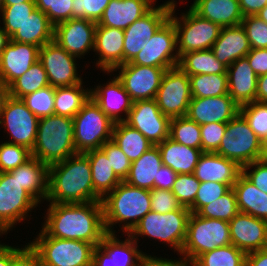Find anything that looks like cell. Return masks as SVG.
Wrapping results in <instances>:
<instances>
[{
  "label": "cell",
  "mask_w": 267,
  "mask_h": 266,
  "mask_svg": "<svg viewBox=\"0 0 267 266\" xmlns=\"http://www.w3.org/2000/svg\"><path fill=\"white\" fill-rule=\"evenodd\" d=\"M42 230L51 237L99 245L106 234L102 201L49 204Z\"/></svg>",
  "instance_id": "1"
},
{
  "label": "cell",
  "mask_w": 267,
  "mask_h": 266,
  "mask_svg": "<svg viewBox=\"0 0 267 266\" xmlns=\"http://www.w3.org/2000/svg\"><path fill=\"white\" fill-rule=\"evenodd\" d=\"M46 201L49 204L102 201L94 191L91 167L85 153H76L49 165Z\"/></svg>",
  "instance_id": "2"
},
{
  "label": "cell",
  "mask_w": 267,
  "mask_h": 266,
  "mask_svg": "<svg viewBox=\"0 0 267 266\" xmlns=\"http://www.w3.org/2000/svg\"><path fill=\"white\" fill-rule=\"evenodd\" d=\"M102 205L106 233H117L113 229L120 223L122 232L129 234L151 211L150 190L122 181L102 199Z\"/></svg>",
  "instance_id": "3"
},
{
  "label": "cell",
  "mask_w": 267,
  "mask_h": 266,
  "mask_svg": "<svg viewBox=\"0 0 267 266\" xmlns=\"http://www.w3.org/2000/svg\"><path fill=\"white\" fill-rule=\"evenodd\" d=\"M31 153L48 166L76 154L73 118L55 114L40 118Z\"/></svg>",
  "instance_id": "4"
},
{
  "label": "cell",
  "mask_w": 267,
  "mask_h": 266,
  "mask_svg": "<svg viewBox=\"0 0 267 266\" xmlns=\"http://www.w3.org/2000/svg\"><path fill=\"white\" fill-rule=\"evenodd\" d=\"M191 211L186 207H181L178 210H173L165 214H160L155 211L148 212L129 235L139 242L138 237L148 236L154 240H160L164 244L167 243L174 252L181 254L186 234L187 223ZM138 236V237H137Z\"/></svg>",
  "instance_id": "5"
},
{
  "label": "cell",
  "mask_w": 267,
  "mask_h": 266,
  "mask_svg": "<svg viewBox=\"0 0 267 266\" xmlns=\"http://www.w3.org/2000/svg\"><path fill=\"white\" fill-rule=\"evenodd\" d=\"M29 244L43 266H92L95 246L89 242L55 238L40 230Z\"/></svg>",
  "instance_id": "6"
},
{
  "label": "cell",
  "mask_w": 267,
  "mask_h": 266,
  "mask_svg": "<svg viewBox=\"0 0 267 266\" xmlns=\"http://www.w3.org/2000/svg\"><path fill=\"white\" fill-rule=\"evenodd\" d=\"M232 244L229 223L225 220L204 218L191 213L181 256L194 261L199 255L215 248Z\"/></svg>",
  "instance_id": "7"
},
{
  "label": "cell",
  "mask_w": 267,
  "mask_h": 266,
  "mask_svg": "<svg viewBox=\"0 0 267 266\" xmlns=\"http://www.w3.org/2000/svg\"><path fill=\"white\" fill-rule=\"evenodd\" d=\"M74 144L77 153L99 149L112 140L114 122L90 97L73 117Z\"/></svg>",
  "instance_id": "8"
},
{
  "label": "cell",
  "mask_w": 267,
  "mask_h": 266,
  "mask_svg": "<svg viewBox=\"0 0 267 266\" xmlns=\"http://www.w3.org/2000/svg\"><path fill=\"white\" fill-rule=\"evenodd\" d=\"M175 8L171 7L169 18L176 29L179 57L184 53L211 49L219 38L222 27L201 17L191 7L178 18Z\"/></svg>",
  "instance_id": "9"
},
{
  "label": "cell",
  "mask_w": 267,
  "mask_h": 266,
  "mask_svg": "<svg viewBox=\"0 0 267 266\" xmlns=\"http://www.w3.org/2000/svg\"><path fill=\"white\" fill-rule=\"evenodd\" d=\"M260 152L261 140L249 127L245 118L238 113L227 122L225 135L216 153L243 167L258 160Z\"/></svg>",
  "instance_id": "10"
},
{
  "label": "cell",
  "mask_w": 267,
  "mask_h": 266,
  "mask_svg": "<svg viewBox=\"0 0 267 266\" xmlns=\"http://www.w3.org/2000/svg\"><path fill=\"white\" fill-rule=\"evenodd\" d=\"M38 204L16 177L10 172H0V224L7 232L24 221Z\"/></svg>",
  "instance_id": "11"
},
{
  "label": "cell",
  "mask_w": 267,
  "mask_h": 266,
  "mask_svg": "<svg viewBox=\"0 0 267 266\" xmlns=\"http://www.w3.org/2000/svg\"><path fill=\"white\" fill-rule=\"evenodd\" d=\"M178 62L176 29L168 18L130 63L168 70L177 67Z\"/></svg>",
  "instance_id": "12"
},
{
  "label": "cell",
  "mask_w": 267,
  "mask_h": 266,
  "mask_svg": "<svg viewBox=\"0 0 267 266\" xmlns=\"http://www.w3.org/2000/svg\"><path fill=\"white\" fill-rule=\"evenodd\" d=\"M39 119L21 99L9 96L0 114V127L8 131V143L24 146L32 151L37 137Z\"/></svg>",
  "instance_id": "13"
},
{
  "label": "cell",
  "mask_w": 267,
  "mask_h": 266,
  "mask_svg": "<svg viewBox=\"0 0 267 266\" xmlns=\"http://www.w3.org/2000/svg\"><path fill=\"white\" fill-rule=\"evenodd\" d=\"M191 99L189 76L178 66L166 70L155 96L161 112L170 118L186 116Z\"/></svg>",
  "instance_id": "14"
},
{
  "label": "cell",
  "mask_w": 267,
  "mask_h": 266,
  "mask_svg": "<svg viewBox=\"0 0 267 266\" xmlns=\"http://www.w3.org/2000/svg\"><path fill=\"white\" fill-rule=\"evenodd\" d=\"M125 235L122 241L115 233H106L94 248L92 266H144L148 254L139 250L129 234Z\"/></svg>",
  "instance_id": "15"
},
{
  "label": "cell",
  "mask_w": 267,
  "mask_h": 266,
  "mask_svg": "<svg viewBox=\"0 0 267 266\" xmlns=\"http://www.w3.org/2000/svg\"><path fill=\"white\" fill-rule=\"evenodd\" d=\"M116 71L119 74L115 76L122 83L132 101L135 102L155 99L166 70L160 67L135 65L128 62L117 66L111 73Z\"/></svg>",
  "instance_id": "16"
},
{
  "label": "cell",
  "mask_w": 267,
  "mask_h": 266,
  "mask_svg": "<svg viewBox=\"0 0 267 266\" xmlns=\"http://www.w3.org/2000/svg\"><path fill=\"white\" fill-rule=\"evenodd\" d=\"M76 58L55 41L39 48V61L42 63L52 87L73 86L83 82L77 71Z\"/></svg>",
  "instance_id": "17"
},
{
  "label": "cell",
  "mask_w": 267,
  "mask_h": 266,
  "mask_svg": "<svg viewBox=\"0 0 267 266\" xmlns=\"http://www.w3.org/2000/svg\"><path fill=\"white\" fill-rule=\"evenodd\" d=\"M170 121L171 118L161 112L155 99H149L133 102L124 122L157 145L169 137Z\"/></svg>",
  "instance_id": "18"
},
{
  "label": "cell",
  "mask_w": 267,
  "mask_h": 266,
  "mask_svg": "<svg viewBox=\"0 0 267 266\" xmlns=\"http://www.w3.org/2000/svg\"><path fill=\"white\" fill-rule=\"evenodd\" d=\"M97 23L72 18L54 26V39L60 47L69 54L82 58L89 51L94 50Z\"/></svg>",
  "instance_id": "19"
},
{
  "label": "cell",
  "mask_w": 267,
  "mask_h": 266,
  "mask_svg": "<svg viewBox=\"0 0 267 266\" xmlns=\"http://www.w3.org/2000/svg\"><path fill=\"white\" fill-rule=\"evenodd\" d=\"M240 106L229 94L214 97H192L186 116L199 125L227 123L239 113Z\"/></svg>",
  "instance_id": "20"
},
{
  "label": "cell",
  "mask_w": 267,
  "mask_h": 266,
  "mask_svg": "<svg viewBox=\"0 0 267 266\" xmlns=\"http://www.w3.org/2000/svg\"><path fill=\"white\" fill-rule=\"evenodd\" d=\"M231 243L246 254L267 248V221L239 212L229 222Z\"/></svg>",
  "instance_id": "21"
},
{
  "label": "cell",
  "mask_w": 267,
  "mask_h": 266,
  "mask_svg": "<svg viewBox=\"0 0 267 266\" xmlns=\"http://www.w3.org/2000/svg\"><path fill=\"white\" fill-rule=\"evenodd\" d=\"M38 60V46L10 40L0 55V78L10 86Z\"/></svg>",
  "instance_id": "22"
},
{
  "label": "cell",
  "mask_w": 267,
  "mask_h": 266,
  "mask_svg": "<svg viewBox=\"0 0 267 266\" xmlns=\"http://www.w3.org/2000/svg\"><path fill=\"white\" fill-rule=\"evenodd\" d=\"M103 86L90 88V97L100 109L115 123L125 121L133 101L116 76ZM125 113L123 116L120 114ZM126 116V117H125Z\"/></svg>",
  "instance_id": "23"
},
{
  "label": "cell",
  "mask_w": 267,
  "mask_h": 266,
  "mask_svg": "<svg viewBox=\"0 0 267 266\" xmlns=\"http://www.w3.org/2000/svg\"><path fill=\"white\" fill-rule=\"evenodd\" d=\"M124 30L96 25L93 52L98 55L97 68L110 73L123 64Z\"/></svg>",
  "instance_id": "24"
},
{
  "label": "cell",
  "mask_w": 267,
  "mask_h": 266,
  "mask_svg": "<svg viewBox=\"0 0 267 266\" xmlns=\"http://www.w3.org/2000/svg\"><path fill=\"white\" fill-rule=\"evenodd\" d=\"M193 174L200 182H219L232 188L242 174V167L217 153L203 152Z\"/></svg>",
  "instance_id": "25"
},
{
  "label": "cell",
  "mask_w": 267,
  "mask_h": 266,
  "mask_svg": "<svg viewBox=\"0 0 267 266\" xmlns=\"http://www.w3.org/2000/svg\"><path fill=\"white\" fill-rule=\"evenodd\" d=\"M226 72L228 94L239 106L256 101L258 76L246 57L233 62Z\"/></svg>",
  "instance_id": "26"
},
{
  "label": "cell",
  "mask_w": 267,
  "mask_h": 266,
  "mask_svg": "<svg viewBox=\"0 0 267 266\" xmlns=\"http://www.w3.org/2000/svg\"><path fill=\"white\" fill-rule=\"evenodd\" d=\"M154 3L156 0H111L97 24L125 30L145 15Z\"/></svg>",
  "instance_id": "27"
},
{
  "label": "cell",
  "mask_w": 267,
  "mask_h": 266,
  "mask_svg": "<svg viewBox=\"0 0 267 266\" xmlns=\"http://www.w3.org/2000/svg\"><path fill=\"white\" fill-rule=\"evenodd\" d=\"M211 50L217 60L226 67L239 58L245 57L251 50L245 28L241 24L222 27L219 38L214 42Z\"/></svg>",
  "instance_id": "28"
},
{
  "label": "cell",
  "mask_w": 267,
  "mask_h": 266,
  "mask_svg": "<svg viewBox=\"0 0 267 266\" xmlns=\"http://www.w3.org/2000/svg\"><path fill=\"white\" fill-rule=\"evenodd\" d=\"M48 170L47 164L32 157L10 173L16 177L21 187L41 204L48 194Z\"/></svg>",
  "instance_id": "29"
},
{
  "label": "cell",
  "mask_w": 267,
  "mask_h": 266,
  "mask_svg": "<svg viewBox=\"0 0 267 266\" xmlns=\"http://www.w3.org/2000/svg\"><path fill=\"white\" fill-rule=\"evenodd\" d=\"M190 7L221 27L240 25L244 17L239 0H194Z\"/></svg>",
  "instance_id": "30"
},
{
  "label": "cell",
  "mask_w": 267,
  "mask_h": 266,
  "mask_svg": "<svg viewBox=\"0 0 267 266\" xmlns=\"http://www.w3.org/2000/svg\"><path fill=\"white\" fill-rule=\"evenodd\" d=\"M157 146L161 153L162 164L171 168L176 174H193L203 153L201 149L185 146L169 137Z\"/></svg>",
  "instance_id": "31"
},
{
  "label": "cell",
  "mask_w": 267,
  "mask_h": 266,
  "mask_svg": "<svg viewBox=\"0 0 267 266\" xmlns=\"http://www.w3.org/2000/svg\"><path fill=\"white\" fill-rule=\"evenodd\" d=\"M53 39L54 25L47 15L37 8L33 10L20 29L10 37L12 41L33 44L39 48Z\"/></svg>",
  "instance_id": "32"
},
{
  "label": "cell",
  "mask_w": 267,
  "mask_h": 266,
  "mask_svg": "<svg viewBox=\"0 0 267 266\" xmlns=\"http://www.w3.org/2000/svg\"><path fill=\"white\" fill-rule=\"evenodd\" d=\"M162 166L160 150L157 145H154L139 159L132 162L124 181L135 187L154 189V179H157L158 171Z\"/></svg>",
  "instance_id": "33"
},
{
  "label": "cell",
  "mask_w": 267,
  "mask_h": 266,
  "mask_svg": "<svg viewBox=\"0 0 267 266\" xmlns=\"http://www.w3.org/2000/svg\"><path fill=\"white\" fill-rule=\"evenodd\" d=\"M241 213L267 221V194L260 191L243 174L232 186Z\"/></svg>",
  "instance_id": "34"
},
{
  "label": "cell",
  "mask_w": 267,
  "mask_h": 266,
  "mask_svg": "<svg viewBox=\"0 0 267 266\" xmlns=\"http://www.w3.org/2000/svg\"><path fill=\"white\" fill-rule=\"evenodd\" d=\"M91 167L94 191L103 199L122 180L115 174L105 152L99 148L85 152Z\"/></svg>",
  "instance_id": "35"
},
{
  "label": "cell",
  "mask_w": 267,
  "mask_h": 266,
  "mask_svg": "<svg viewBox=\"0 0 267 266\" xmlns=\"http://www.w3.org/2000/svg\"><path fill=\"white\" fill-rule=\"evenodd\" d=\"M112 141L133 162L139 159L154 145L138 130L130 127L124 121L115 122L112 131Z\"/></svg>",
  "instance_id": "36"
},
{
  "label": "cell",
  "mask_w": 267,
  "mask_h": 266,
  "mask_svg": "<svg viewBox=\"0 0 267 266\" xmlns=\"http://www.w3.org/2000/svg\"><path fill=\"white\" fill-rule=\"evenodd\" d=\"M178 67L188 76L196 74H225L227 67L217 60L211 49L184 53Z\"/></svg>",
  "instance_id": "37"
},
{
  "label": "cell",
  "mask_w": 267,
  "mask_h": 266,
  "mask_svg": "<svg viewBox=\"0 0 267 266\" xmlns=\"http://www.w3.org/2000/svg\"><path fill=\"white\" fill-rule=\"evenodd\" d=\"M83 84L55 87V115L73 118L81 110L90 98V89H84Z\"/></svg>",
  "instance_id": "38"
},
{
  "label": "cell",
  "mask_w": 267,
  "mask_h": 266,
  "mask_svg": "<svg viewBox=\"0 0 267 266\" xmlns=\"http://www.w3.org/2000/svg\"><path fill=\"white\" fill-rule=\"evenodd\" d=\"M177 1L168 0L159 6H153L145 15L124 30V35L153 36L158 28L169 18L171 7Z\"/></svg>",
  "instance_id": "39"
},
{
  "label": "cell",
  "mask_w": 267,
  "mask_h": 266,
  "mask_svg": "<svg viewBox=\"0 0 267 266\" xmlns=\"http://www.w3.org/2000/svg\"><path fill=\"white\" fill-rule=\"evenodd\" d=\"M47 73L38 60L9 86V96L21 99L27 94L49 86Z\"/></svg>",
  "instance_id": "40"
},
{
  "label": "cell",
  "mask_w": 267,
  "mask_h": 266,
  "mask_svg": "<svg viewBox=\"0 0 267 266\" xmlns=\"http://www.w3.org/2000/svg\"><path fill=\"white\" fill-rule=\"evenodd\" d=\"M194 266H246V253L233 244L199 255Z\"/></svg>",
  "instance_id": "41"
},
{
  "label": "cell",
  "mask_w": 267,
  "mask_h": 266,
  "mask_svg": "<svg viewBox=\"0 0 267 266\" xmlns=\"http://www.w3.org/2000/svg\"><path fill=\"white\" fill-rule=\"evenodd\" d=\"M192 97H214L228 94L225 74H196L189 76Z\"/></svg>",
  "instance_id": "42"
},
{
  "label": "cell",
  "mask_w": 267,
  "mask_h": 266,
  "mask_svg": "<svg viewBox=\"0 0 267 266\" xmlns=\"http://www.w3.org/2000/svg\"><path fill=\"white\" fill-rule=\"evenodd\" d=\"M169 138L185 146L201 149L200 125L187 116L171 118Z\"/></svg>",
  "instance_id": "43"
},
{
  "label": "cell",
  "mask_w": 267,
  "mask_h": 266,
  "mask_svg": "<svg viewBox=\"0 0 267 266\" xmlns=\"http://www.w3.org/2000/svg\"><path fill=\"white\" fill-rule=\"evenodd\" d=\"M236 195L231 188L225 195L203 206L197 214L204 218L220 219L225 221L232 220L239 213Z\"/></svg>",
  "instance_id": "44"
},
{
  "label": "cell",
  "mask_w": 267,
  "mask_h": 266,
  "mask_svg": "<svg viewBox=\"0 0 267 266\" xmlns=\"http://www.w3.org/2000/svg\"><path fill=\"white\" fill-rule=\"evenodd\" d=\"M55 87L51 85L27 94L21 98L26 107L38 118L54 114Z\"/></svg>",
  "instance_id": "45"
},
{
  "label": "cell",
  "mask_w": 267,
  "mask_h": 266,
  "mask_svg": "<svg viewBox=\"0 0 267 266\" xmlns=\"http://www.w3.org/2000/svg\"><path fill=\"white\" fill-rule=\"evenodd\" d=\"M36 9L35 2H24L10 6H3L2 13L3 30L11 37Z\"/></svg>",
  "instance_id": "46"
},
{
  "label": "cell",
  "mask_w": 267,
  "mask_h": 266,
  "mask_svg": "<svg viewBox=\"0 0 267 266\" xmlns=\"http://www.w3.org/2000/svg\"><path fill=\"white\" fill-rule=\"evenodd\" d=\"M239 113L262 141L267 136V103L254 101L241 105Z\"/></svg>",
  "instance_id": "47"
},
{
  "label": "cell",
  "mask_w": 267,
  "mask_h": 266,
  "mask_svg": "<svg viewBox=\"0 0 267 266\" xmlns=\"http://www.w3.org/2000/svg\"><path fill=\"white\" fill-rule=\"evenodd\" d=\"M31 158V150L24 146L3 141L0 144V172H10Z\"/></svg>",
  "instance_id": "48"
},
{
  "label": "cell",
  "mask_w": 267,
  "mask_h": 266,
  "mask_svg": "<svg viewBox=\"0 0 267 266\" xmlns=\"http://www.w3.org/2000/svg\"><path fill=\"white\" fill-rule=\"evenodd\" d=\"M200 184L194 174H177L171 190L178 202L183 207L189 208L195 201Z\"/></svg>",
  "instance_id": "49"
},
{
  "label": "cell",
  "mask_w": 267,
  "mask_h": 266,
  "mask_svg": "<svg viewBox=\"0 0 267 266\" xmlns=\"http://www.w3.org/2000/svg\"><path fill=\"white\" fill-rule=\"evenodd\" d=\"M35 5L54 26L72 19L73 0H35Z\"/></svg>",
  "instance_id": "50"
},
{
  "label": "cell",
  "mask_w": 267,
  "mask_h": 266,
  "mask_svg": "<svg viewBox=\"0 0 267 266\" xmlns=\"http://www.w3.org/2000/svg\"><path fill=\"white\" fill-rule=\"evenodd\" d=\"M231 188L219 182H201L194 203L188 208L197 213L203 206L212 203L225 195Z\"/></svg>",
  "instance_id": "51"
},
{
  "label": "cell",
  "mask_w": 267,
  "mask_h": 266,
  "mask_svg": "<svg viewBox=\"0 0 267 266\" xmlns=\"http://www.w3.org/2000/svg\"><path fill=\"white\" fill-rule=\"evenodd\" d=\"M241 25L245 28L251 49L267 48V23L255 16H244Z\"/></svg>",
  "instance_id": "52"
},
{
  "label": "cell",
  "mask_w": 267,
  "mask_h": 266,
  "mask_svg": "<svg viewBox=\"0 0 267 266\" xmlns=\"http://www.w3.org/2000/svg\"><path fill=\"white\" fill-rule=\"evenodd\" d=\"M111 0H73L72 18L98 23Z\"/></svg>",
  "instance_id": "53"
},
{
  "label": "cell",
  "mask_w": 267,
  "mask_h": 266,
  "mask_svg": "<svg viewBox=\"0 0 267 266\" xmlns=\"http://www.w3.org/2000/svg\"><path fill=\"white\" fill-rule=\"evenodd\" d=\"M101 149L105 152L115 174L124 181L128 176L132 162L112 140L104 143Z\"/></svg>",
  "instance_id": "54"
},
{
  "label": "cell",
  "mask_w": 267,
  "mask_h": 266,
  "mask_svg": "<svg viewBox=\"0 0 267 266\" xmlns=\"http://www.w3.org/2000/svg\"><path fill=\"white\" fill-rule=\"evenodd\" d=\"M227 123H209L200 125L201 150L216 153L225 135Z\"/></svg>",
  "instance_id": "55"
},
{
  "label": "cell",
  "mask_w": 267,
  "mask_h": 266,
  "mask_svg": "<svg viewBox=\"0 0 267 266\" xmlns=\"http://www.w3.org/2000/svg\"><path fill=\"white\" fill-rule=\"evenodd\" d=\"M151 211L165 214L173 210H178L182 205L172 193V190L151 189Z\"/></svg>",
  "instance_id": "56"
},
{
  "label": "cell",
  "mask_w": 267,
  "mask_h": 266,
  "mask_svg": "<svg viewBox=\"0 0 267 266\" xmlns=\"http://www.w3.org/2000/svg\"><path fill=\"white\" fill-rule=\"evenodd\" d=\"M242 174L260 191L267 194V163L260 160L251 162L242 167Z\"/></svg>",
  "instance_id": "57"
},
{
  "label": "cell",
  "mask_w": 267,
  "mask_h": 266,
  "mask_svg": "<svg viewBox=\"0 0 267 266\" xmlns=\"http://www.w3.org/2000/svg\"><path fill=\"white\" fill-rule=\"evenodd\" d=\"M17 247L12 246V266H43L38 253L29 242L25 247Z\"/></svg>",
  "instance_id": "58"
},
{
  "label": "cell",
  "mask_w": 267,
  "mask_h": 266,
  "mask_svg": "<svg viewBox=\"0 0 267 266\" xmlns=\"http://www.w3.org/2000/svg\"><path fill=\"white\" fill-rule=\"evenodd\" d=\"M152 36L124 35L123 64L131 62Z\"/></svg>",
  "instance_id": "59"
},
{
  "label": "cell",
  "mask_w": 267,
  "mask_h": 266,
  "mask_svg": "<svg viewBox=\"0 0 267 266\" xmlns=\"http://www.w3.org/2000/svg\"><path fill=\"white\" fill-rule=\"evenodd\" d=\"M245 57L257 76L267 74V48L251 49Z\"/></svg>",
  "instance_id": "60"
},
{
  "label": "cell",
  "mask_w": 267,
  "mask_h": 266,
  "mask_svg": "<svg viewBox=\"0 0 267 266\" xmlns=\"http://www.w3.org/2000/svg\"><path fill=\"white\" fill-rule=\"evenodd\" d=\"M177 174L169 167L162 166L157 175V179H154V188L171 190L176 180Z\"/></svg>",
  "instance_id": "61"
},
{
  "label": "cell",
  "mask_w": 267,
  "mask_h": 266,
  "mask_svg": "<svg viewBox=\"0 0 267 266\" xmlns=\"http://www.w3.org/2000/svg\"><path fill=\"white\" fill-rule=\"evenodd\" d=\"M144 266H194V263L184 256L179 260L146 255Z\"/></svg>",
  "instance_id": "62"
},
{
  "label": "cell",
  "mask_w": 267,
  "mask_h": 266,
  "mask_svg": "<svg viewBox=\"0 0 267 266\" xmlns=\"http://www.w3.org/2000/svg\"><path fill=\"white\" fill-rule=\"evenodd\" d=\"M243 16H255L265 5L267 0H239Z\"/></svg>",
  "instance_id": "63"
},
{
  "label": "cell",
  "mask_w": 267,
  "mask_h": 266,
  "mask_svg": "<svg viewBox=\"0 0 267 266\" xmlns=\"http://www.w3.org/2000/svg\"><path fill=\"white\" fill-rule=\"evenodd\" d=\"M246 266H267V248L247 253Z\"/></svg>",
  "instance_id": "64"
},
{
  "label": "cell",
  "mask_w": 267,
  "mask_h": 266,
  "mask_svg": "<svg viewBox=\"0 0 267 266\" xmlns=\"http://www.w3.org/2000/svg\"><path fill=\"white\" fill-rule=\"evenodd\" d=\"M256 101L267 103V74L257 78Z\"/></svg>",
  "instance_id": "65"
},
{
  "label": "cell",
  "mask_w": 267,
  "mask_h": 266,
  "mask_svg": "<svg viewBox=\"0 0 267 266\" xmlns=\"http://www.w3.org/2000/svg\"><path fill=\"white\" fill-rule=\"evenodd\" d=\"M0 266H12V246L0 245Z\"/></svg>",
  "instance_id": "66"
},
{
  "label": "cell",
  "mask_w": 267,
  "mask_h": 266,
  "mask_svg": "<svg viewBox=\"0 0 267 266\" xmlns=\"http://www.w3.org/2000/svg\"><path fill=\"white\" fill-rule=\"evenodd\" d=\"M9 97V86L0 78V114L6 99Z\"/></svg>",
  "instance_id": "67"
},
{
  "label": "cell",
  "mask_w": 267,
  "mask_h": 266,
  "mask_svg": "<svg viewBox=\"0 0 267 266\" xmlns=\"http://www.w3.org/2000/svg\"><path fill=\"white\" fill-rule=\"evenodd\" d=\"M10 41V36L0 26V55Z\"/></svg>",
  "instance_id": "68"
},
{
  "label": "cell",
  "mask_w": 267,
  "mask_h": 266,
  "mask_svg": "<svg viewBox=\"0 0 267 266\" xmlns=\"http://www.w3.org/2000/svg\"><path fill=\"white\" fill-rule=\"evenodd\" d=\"M258 160L267 163V136L261 141V152Z\"/></svg>",
  "instance_id": "69"
},
{
  "label": "cell",
  "mask_w": 267,
  "mask_h": 266,
  "mask_svg": "<svg viewBox=\"0 0 267 266\" xmlns=\"http://www.w3.org/2000/svg\"><path fill=\"white\" fill-rule=\"evenodd\" d=\"M24 2H35V0H4L3 6H10Z\"/></svg>",
  "instance_id": "70"
},
{
  "label": "cell",
  "mask_w": 267,
  "mask_h": 266,
  "mask_svg": "<svg viewBox=\"0 0 267 266\" xmlns=\"http://www.w3.org/2000/svg\"><path fill=\"white\" fill-rule=\"evenodd\" d=\"M256 16L267 23V5H265L257 14Z\"/></svg>",
  "instance_id": "71"
},
{
  "label": "cell",
  "mask_w": 267,
  "mask_h": 266,
  "mask_svg": "<svg viewBox=\"0 0 267 266\" xmlns=\"http://www.w3.org/2000/svg\"><path fill=\"white\" fill-rule=\"evenodd\" d=\"M8 232L1 226L0 224V236H2L3 234H7ZM2 234V235H1ZM0 245H3L2 243H0Z\"/></svg>",
  "instance_id": "72"
},
{
  "label": "cell",
  "mask_w": 267,
  "mask_h": 266,
  "mask_svg": "<svg viewBox=\"0 0 267 266\" xmlns=\"http://www.w3.org/2000/svg\"><path fill=\"white\" fill-rule=\"evenodd\" d=\"M3 2L4 0H0V10L3 8Z\"/></svg>",
  "instance_id": "73"
}]
</instances>
